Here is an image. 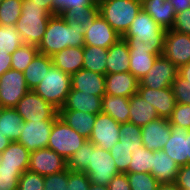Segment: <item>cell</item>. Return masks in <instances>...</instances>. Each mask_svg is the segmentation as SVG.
I'll list each match as a JSON object with an SVG mask.
<instances>
[{"label":"cell","mask_w":190,"mask_h":190,"mask_svg":"<svg viewBox=\"0 0 190 190\" xmlns=\"http://www.w3.org/2000/svg\"><path fill=\"white\" fill-rule=\"evenodd\" d=\"M86 26L78 23H66L59 14L49 18L42 41L37 46L40 54L52 56L67 47L84 46Z\"/></svg>","instance_id":"6da1fadb"},{"label":"cell","mask_w":190,"mask_h":190,"mask_svg":"<svg viewBox=\"0 0 190 190\" xmlns=\"http://www.w3.org/2000/svg\"><path fill=\"white\" fill-rule=\"evenodd\" d=\"M51 16L41 5L29 4L23 0L21 15L15 24L23 43L38 46Z\"/></svg>","instance_id":"7a4b0ae2"},{"label":"cell","mask_w":190,"mask_h":190,"mask_svg":"<svg viewBox=\"0 0 190 190\" xmlns=\"http://www.w3.org/2000/svg\"><path fill=\"white\" fill-rule=\"evenodd\" d=\"M142 9V0H103L98 13L123 37Z\"/></svg>","instance_id":"3957f363"},{"label":"cell","mask_w":190,"mask_h":190,"mask_svg":"<svg viewBox=\"0 0 190 190\" xmlns=\"http://www.w3.org/2000/svg\"><path fill=\"white\" fill-rule=\"evenodd\" d=\"M71 90V76L52 66L44 79L33 89L58 111L63 107Z\"/></svg>","instance_id":"277c9868"},{"label":"cell","mask_w":190,"mask_h":190,"mask_svg":"<svg viewBox=\"0 0 190 190\" xmlns=\"http://www.w3.org/2000/svg\"><path fill=\"white\" fill-rule=\"evenodd\" d=\"M165 32L166 30L142 8L123 37L139 39L144 44L153 46L162 55Z\"/></svg>","instance_id":"5b68a950"},{"label":"cell","mask_w":190,"mask_h":190,"mask_svg":"<svg viewBox=\"0 0 190 190\" xmlns=\"http://www.w3.org/2000/svg\"><path fill=\"white\" fill-rule=\"evenodd\" d=\"M87 139L75 129L68 126L60 117L54 123L50 133L47 148L52 149L66 161Z\"/></svg>","instance_id":"8992f818"},{"label":"cell","mask_w":190,"mask_h":190,"mask_svg":"<svg viewBox=\"0 0 190 190\" xmlns=\"http://www.w3.org/2000/svg\"><path fill=\"white\" fill-rule=\"evenodd\" d=\"M110 152L94 144L90 146L89 166L85 173L91 183L108 186L114 176L120 174Z\"/></svg>","instance_id":"52a82bcc"},{"label":"cell","mask_w":190,"mask_h":190,"mask_svg":"<svg viewBox=\"0 0 190 190\" xmlns=\"http://www.w3.org/2000/svg\"><path fill=\"white\" fill-rule=\"evenodd\" d=\"M129 46V72L138 80L143 78L161 54L153 47L133 37H122Z\"/></svg>","instance_id":"ba28073f"},{"label":"cell","mask_w":190,"mask_h":190,"mask_svg":"<svg viewBox=\"0 0 190 190\" xmlns=\"http://www.w3.org/2000/svg\"><path fill=\"white\" fill-rule=\"evenodd\" d=\"M15 110L24 122L40 120H56L58 110L45 101L33 90H29L18 102Z\"/></svg>","instance_id":"9c48e42d"},{"label":"cell","mask_w":190,"mask_h":190,"mask_svg":"<svg viewBox=\"0 0 190 190\" xmlns=\"http://www.w3.org/2000/svg\"><path fill=\"white\" fill-rule=\"evenodd\" d=\"M28 91L23 72L11 68L0 76V106L2 108H15Z\"/></svg>","instance_id":"30bf717a"},{"label":"cell","mask_w":190,"mask_h":190,"mask_svg":"<svg viewBox=\"0 0 190 190\" xmlns=\"http://www.w3.org/2000/svg\"><path fill=\"white\" fill-rule=\"evenodd\" d=\"M120 123L111 116L100 112L96 115L93 130L88 138L95 146L110 151L120 139Z\"/></svg>","instance_id":"8fae6325"},{"label":"cell","mask_w":190,"mask_h":190,"mask_svg":"<svg viewBox=\"0 0 190 190\" xmlns=\"http://www.w3.org/2000/svg\"><path fill=\"white\" fill-rule=\"evenodd\" d=\"M162 55L177 68L190 62V35L166 30Z\"/></svg>","instance_id":"7c38bea8"},{"label":"cell","mask_w":190,"mask_h":190,"mask_svg":"<svg viewBox=\"0 0 190 190\" xmlns=\"http://www.w3.org/2000/svg\"><path fill=\"white\" fill-rule=\"evenodd\" d=\"M177 75L178 68L163 55H160L148 73L139 80V86L151 89L171 87Z\"/></svg>","instance_id":"4fadbf2b"},{"label":"cell","mask_w":190,"mask_h":190,"mask_svg":"<svg viewBox=\"0 0 190 190\" xmlns=\"http://www.w3.org/2000/svg\"><path fill=\"white\" fill-rule=\"evenodd\" d=\"M55 120H40L23 122L22 133L18 142L31 153L47 148L50 133Z\"/></svg>","instance_id":"5bb4252c"},{"label":"cell","mask_w":190,"mask_h":190,"mask_svg":"<svg viewBox=\"0 0 190 190\" xmlns=\"http://www.w3.org/2000/svg\"><path fill=\"white\" fill-rule=\"evenodd\" d=\"M120 38L122 37L98 13V15L86 27L84 46H98L108 49Z\"/></svg>","instance_id":"9a60e30c"},{"label":"cell","mask_w":190,"mask_h":190,"mask_svg":"<svg viewBox=\"0 0 190 190\" xmlns=\"http://www.w3.org/2000/svg\"><path fill=\"white\" fill-rule=\"evenodd\" d=\"M67 169V161L49 148L30 153L28 170L46 176Z\"/></svg>","instance_id":"2e32d148"},{"label":"cell","mask_w":190,"mask_h":190,"mask_svg":"<svg viewBox=\"0 0 190 190\" xmlns=\"http://www.w3.org/2000/svg\"><path fill=\"white\" fill-rule=\"evenodd\" d=\"M143 146L150 151H160L171 137V124L166 118H158L141 127Z\"/></svg>","instance_id":"e0dca14e"},{"label":"cell","mask_w":190,"mask_h":190,"mask_svg":"<svg viewBox=\"0 0 190 190\" xmlns=\"http://www.w3.org/2000/svg\"><path fill=\"white\" fill-rule=\"evenodd\" d=\"M138 94L142 96L146 102L153 105L160 118L168 119L177 104L171 87L151 89L138 86Z\"/></svg>","instance_id":"ac0fdd59"},{"label":"cell","mask_w":190,"mask_h":190,"mask_svg":"<svg viewBox=\"0 0 190 190\" xmlns=\"http://www.w3.org/2000/svg\"><path fill=\"white\" fill-rule=\"evenodd\" d=\"M139 80L130 72L105 75V94L130 98L138 93Z\"/></svg>","instance_id":"d6986e66"},{"label":"cell","mask_w":190,"mask_h":190,"mask_svg":"<svg viewBox=\"0 0 190 190\" xmlns=\"http://www.w3.org/2000/svg\"><path fill=\"white\" fill-rule=\"evenodd\" d=\"M71 88L103 97L105 95V75L82 68L71 75Z\"/></svg>","instance_id":"ffe728a7"},{"label":"cell","mask_w":190,"mask_h":190,"mask_svg":"<svg viewBox=\"0 0 190 190\" xmlns=\"http://www.w3.org/2000/svg\"><path fill=\"white\" fill-rule=\"evenodd\" d=\"M60 110L83 111L97 115L102 111V97L71 88Z\"/></svg>","instance_id":"44dd1931"},{"label":"cell","mask_w":190,"mask_h":190,"mask_svg":"<svg viewBox=\"0 0 190 190\" xmlns=\"http://www.w3.org/2000/svg\"><path fill=\"white\" fill-rule=\"evenodd\" d=\"M190 129L179 126H171V137L162 149L180 167L188 164L187 157V135Z\"/></svg>","instance_id":"7402d4cb"},{"label":"cell","mask_w":190,"mask_h":190,"mask_svg":"<svg viewBox=\"0 0 190 190\" xmlns=\"http://www.w3.org/2000/svg\"><path fill=\"white\" fill-rule=\"evenodd\" d=\"M142 8L163 29L170 30L174 26L176 13L169 0H142Z\"/></svg>","instance_id":"603a6c76"},{"label":"cell","mask_w":190,"mask_h":190,"mask_svg":"<svg viewBox=\"0 0 190 190\" xmlns=\"http://www.w3.org/2000/svg\"><path fill=\"white\" fill-rule=\"evenodd\" d=\"M180 166L163 150L154 151L151 173L159 183H175Z\"/></svg>","instance_id":"cb8c5ba5"},{"label":"cell","mask_w":190,"mask_h":190,"mask_svg":"<svg viewBox=\"0 0 190 190\" xmlns=\"http://www.w3.org/2000/svg\"><path fill=\"white\" fill-rule=\"evenodd\" d=\"M106 61V74L129 72V46L123 38L108 48Z\"/></svg>","instance_id":"d4e9b609"},{"label":"cell","mask_w":190,"mask_h":190,"mask_svg":"<svg viewBox=\"0 0 190 190\" xmlns=\"http://www.w3.org/2000/svg\"><path fill=\"white\" fill-rule=\"evenodd\" d=\"M53 66L70 76L82 69L83 46L67 47L51 56Z\"/></svg>","instance_id":"484cf974"},{"label":"cell","mask_w":190,"mask_h":190,"mask_svg":"<svg viewBox=\"0 0 190 190\" xmlns=\"http://www.w3.org/2000/svg\"><path fill=\"white\" fill-rule=\"evenodd\" d=\"M129 110V122L134 123L138 127H143L159 118L153 105L146 102L138 93L129 98Z\"/></svg>","instance_id":"4316f807"},{"label":"cell","mask_w":190,"mask_h":190,"mask_svg":"<svg viewBox=\"0 0 190 190\" xmlns=\"http://www.w3.org/2000/svg\"><path fill=\"white\" fill-rule=\"evenodd\" d=\"M58 115L68 126L88 140L93 130L96 115L75 110H59Z\"/></svg>","instance_id":"83f0119b"},{"label":"cell","mask_w":190,"mask_h":190,"mask_svg":"<svg viewBox=\"0 0 190 190\" xmlns=\"http://www.w3.org/2000/svg\"><path fill=\"white\" fill-rule=\"evenodd\" d=\"M52 66L50 56L38 53L23 72L28 89L33 90Z\"/></svg>","instance_id":"f1b7e54d"},{"label":"cell","mask_w":190,"mask_h":190,"mask_svg":"<svg viewBox=\"0 0 190 190\" xmlns=\"http://www.w3.org/2000/svg\"><path fill=\"white\" fill-rule=\"evenodd\" d=\"M30 152L18 141H13L0 154V164L2 166L18 167L22 172L28 170Z\"/></svg>","instance_id":"f546056e"},{"label":"cell","mask_w":190,"mask_h":190,"mask_svg":"<svg viewBox=\"0 0 190 190\" xmlns=\"http://www.w3.org/2000/svg\"><path fill=\"white\" fill-rule=\"evenodd\" d=\"M118 123L129 122V98L105 94L102 97V111Z\"/></svg>","instance_id":"4dcf8cb0"},{"label":"cell","mask_w":190,"mask_h":190,"mask_svg":"<svg viewBox=\"0 0 190 190\" xmlns=\"http://www.w3.org/2000/svg\"><path fill=\"white\" fill-rule=\"evenodd\" d=\"M23 119L15 108H1L0 133L9 140L18 141L22 133Z\"/></svg>","instance_id":"1f68e13d"},{"label":"cell","mask_w":190,"mask_h":190,"mask_svg":"<svg viewBox=\"0 0 190 190\" xmlns=\"http://www.w3.org/2000/svg\"><path fill=\"white\" fill-rule=\"evenodd\" d=\"M108 49L83 46V69L106 75Z\"/></svg>","instance_id":"d6a6232c"},{"label":"cell","mask_w":190,"mask_h":190,"mask_svg":"<svg viewBox=\"0 0 190 190\" xmlns=\"http://www.w3.org/2000/svg\"><path fill=\"white\" fill-rule=\"evenodd\" d=\"M132 158L126 173H151L154 151L144 146L131 152Z\"/></svg>","instance_id":"836d02e7"},{"label":"cell","mask_w":190,"mask_h":190,"mask_svg":"<svg viewBox=\"0 0 190 190\" xmlns=\"http://www.w3.org/2000/svg\"><path fill=\"white\" fill-rule=\"evenodd\" d=\"M66 23L84 24L86 27L98 15V3H94L87 8L71 9L59 13Z\"/></svg>","instance_id":"e575fe53"},{"label":"cell","mask_w":190,"mask_h":190,"mask_svg":"<svg viewBox=\"0 0 190 190\" xmlns=\"http://www.w3.org/2000/svg\"><path fill=\"white\" fill-rule=\"evenodd\" d=\"M23 44L15 26H0V52L12 54Z\"/></svg>","instance_id":"d590c367"},{"label":"cell","mask_w":190,"mask_h":190,"mask_svg":"<svg viewBox=\"0 0 190 190\" xmlns=\"http://www.w3.org/2000/svg\"><path fill=\"white\" fill-rule=\"evenodd\" d=\"M38 53L37 46L23 44L11 54V68L24 72Z\"/></svg>","instance_id":"8d00e7d4"},{"label":"cell","mask_w":190,"mask_h":190,"mask_svg":"<svg viewBox=\"0 0 190 190\" xmlns=\"http://www.w3.org/2000/svg\"><path fill=\"white\" fill-rule=\"evenodd\" d=\"M23 0H3L0 4V26H15L21 15Z\"/></svg>","instance_id":"74e56055"},{"label":"cell","mask_w":190,"mask_h":190,"mask_svg":"<svg viewBox=\"0 0 190 190\" xmlns=\"http://www.w3.org/2000/svg\"><path fill=\"white\" fill-rule=\"evenodd\" d=\"M120 139L126 144L131 152L136 151L143 146L141 137V127H138L134 123L126 122L120 124Z\"/></svg>","instance_id":"f35d334b"},{"label":"cell","mask_w":190,"mask_h":190,"mask_svg":"<svg viewBox=\"0 0 190 190\" xmlns=\"http://www.w3.org/2000/svg\"><path fill=\"white\" fill-rule=\"evenodd\" d=\"M93 143L86 140L83 145L67 161L70 171L85 172L89 166L90 146Z\"/></svg>","instance_id":"ab89813d"},{"label":"cell","mask_w":190,"mask_h":190,"mask_svg":"<svg viewBox=\"0 0 190 190\" xmlns=\"http://www.w3.org/2000/svg\"><path fill=\"white\" fill-rule=\"evenodd\" d=\"M109 152L115 161L117 170L120 173H126L132 158L131 149L123 143V140H119Z\"/></svg>","instance_id":"60d3db41"},{"label":"cell","mask_w":190,"mask_h":190,"mask_svg":"<svg viewBox=\"0 0 190 190\" xmlns=\"http://www.w3.org/2000/svg\"><path fill=\"white\" fill-rule=\"evenodd\" d=\"M131 190H157L160 184L150 173H126Z\"/></svg>","instance_id":"b9f144b4"},{"label":"cell","mask_w":190,"mask_h":190,"mask_svg":"<svg viewBox=\"0 0 190 190\" xmlns=\"http://www.w3.org/2000/svg\"><path fill=\"white\" fill-rule=\"evenodd\" d=\"M23 172L18 167L0 164V190H17L18 181Z\"/></svg>","instance_id":"7bdbcfd3"},{"label":"cell","mask_w":190,"mask_h":190,"mask_svg":"<svg viewBox=\"0 0 190 190\" xmlns=\"http://www.w3.org/2000/svg\"><path fill=\"white\" fill-rule=\"evenodd\" d=\"M17 190H44V176L29 170L23 172Z\"/></svg>","instance_id":"ee69618b"},{"label":"cell","mask_w":190,"mask_h":190,"mask_svg":"<svg viewBox=\"0 0 190 190\" xmlns=\"http://www.w3.org/2000/svg\"><path fill=\"white\" fill-rule=\"evenodd\" d=\"M168 121L171 126L190 129V105L177 103Z\"/></svg>","instance_id":"f6af8a7d"},{"label":"cell","mask_w":190,"mask_h":190,"mask_svg":"<svg viewBox=\"0 0 190 190\" xmlns=\"http://www.w3.org/2000/svg\"><path fill=\"white\" fill-rule=\"evenodd\" d=\"M171 88L177 103L190 105V83L186 79L178 74Z\"/></svg>","instance_id":"bcb514c9"},{"label":"cell","mask_w":190,"mask_h":190,"mask_svg":"<svg viewBox=\"0 0 190 190\" xmlns=\"http://www.w3.org/2000/svg\"><path fill=\"white\" fill-rule=\"evenodd\" d=\"M68 168L55 174L44 176V190H67Z\"/></svg>","instance_id":"7dc6e473"},{"label":"cell","mask_w":190,"mask_h":190,"mask_svg":"<svg viewBox=\"0 0 190 190\" xmlns=\"http://www.w3.org/2000/svg\"><path fill=\"white\" fill-rule=\"evenodd\" d=\"M91 182L85 172H75L68 169L67 190H88Z\"/></svg>","instance_id":"c3c4849f"},{"label":"cell","mask_w":190,"mask_h":190,"mask_svg":"<svg viewBox=\"0 0 190 190\" xmlns=\"http://www.w3.org/2000/svg\"><path fill=\"white\" fill-rule=\"evenodd\" d=\"M94 3V0H53L54 14L71 9L87 8Z\"/></svg>","instance_id":"681fc988"},{"label":"cell","mask_w":190,"mask_h":190,"mask_svg":"<svg viewBox=\"0 0 190 190\" xmlns=\"http://www.w3.org/2000/svg\"><path fill=\"white\" fill-rule=\"evenodd\" d=\"M172 30L190 35V8L176 14Z\"/></svg>","instance_id":"f907efd6"},{"label":"cell","mask_w":190,"mask_h":190,"mask_svg":"<svg viewBox=\"0 0 190 190\" xmlns=\"http://www.w3.org/2000/svg\"><path fill=\"white\" fill-rule=\"evenodd\" d=\"M175 183L180 190H189V188H190V164L180 167Z\"/></svg>","instance_id":"816d5d0a"},{"label":"cell","mask_w":190,"mask_h":190,"mask_svg":"<svg viewBox=\"0 0 190 190\" xmlns=\"http://www.w3.org/2000/svg\"><path fill=\"white\" fill-rule=\"evenodd\" d=\"M107 188L108 190H131L126 173H120L114 176Z\"/></svg>","instance_id":"f5cc1de1"},{"label":"cell","mask_w":190,"mask_h":190,"mask_svg":"<svg viewBox=\"0 0 190 190\" xmlns=\"http://www.w3.org/2000/svg\"><path fill=\"white\" fill-rule=\"evenodd\" d=\"M12 55L0 52V76L11 69Z\"/></svg>","instance_id":"db71d44e"},{"label":"cell","mask_w":190,"mask_h":190,"mask_svg":"<svg viewBox=\"0 0 190 190\" xmlns=\"http://www.w3.org/2000/svg\"><path fill=\"white\" fill-rule=\"evenodd\" d=\"M29 4L41 5L45 8L51 15H54V5L53 0H26Z\"/></svg>","instance_id":"11a10c76"},{"label":"cell","mask_w":190,"mask_h":190,"mask_svg":"<svg viewBox=\"0 0 190 190\" xmlns=\"http://www.w3.org/2000/svg\"><path fill=\"white\" fill-rule=\"evenodd\" d=\"M173 5L175 13H179L190 8V0H169Z\"/></svg>","instance_id":"9f6ffc18"},{"label":"cell","mask_w":190,"mask_h":190,"mask_svg":"<svg viewBox=\"0 0 190 190\" xmlns=\"http://www.w3.org/2000/svg\"><path fill=\"white\" fill-rule=\"evenodd\" d=\"M178 74L190 83V62L178 68Z\"/></svg>","instance_id":"6f0895ef"},{"label":"cell","mask_w":190,"mask_h":190,"mask_svg":"<svg viewBox=\"0 0 190 190\" xmlns=\"http://www.w3.org/2000/svg\"><path fill=\"white\" fill-rule=\"evenodd\" d=\"M12 141L0 133V154L10 145Z\"/></svg>","instance_id":"680465c9"},{"label":"cell","mask_w":190,"mask_h":190,"mask_svg":"<svg viewBox=\"0 0 190 190\" xmlns=\"http://www.w3.org/2000/svg\"><path fill=\"white\" fill-rule=\"evenodd\" d=\"M157 190H180L176 183H160Z\"/></svg>","instance_id":"91938a15"},{"label":"cell","mask_w":190,"mask_h":190,"mask_svg":"<svg viewBox=\"0 0 190 190\" xmlns=\"http://www.w3.org/2000/svg\"><path fill=\"white\" fill-rule=\"evenodd\" d=\"M88 190H108V188L105 185H96L91 183Z\"/></svg>","instance_id":"94428289"},{"label":"cell","mask_w":190,"mask_h":190,"mask_svg":"<svg viewBox=\"0 0 190 190\" xmlns=\"http://www.w3.org/2000/svg\"><path fill=\"white\" fill-rule=\"evenodd\" d=\"M187 157H188V164H190V130L187 135Z\"/></svg>","instance_id":"6125c7cd"},{"label":"cell","mask_w":190,"mask_h":190,"mask_svg":"<svg viewBox=\"0 0 190 190\" xmlns=\"http://www.w3.org/2000/svg\"><path fill=\"white\" fill-rule=\"evenodd\" d=\"M101 1H103V0H94V2H95V3H98V4H99Z\"/></svg>","instance_id":"be15d7a7"}]
</instances>
